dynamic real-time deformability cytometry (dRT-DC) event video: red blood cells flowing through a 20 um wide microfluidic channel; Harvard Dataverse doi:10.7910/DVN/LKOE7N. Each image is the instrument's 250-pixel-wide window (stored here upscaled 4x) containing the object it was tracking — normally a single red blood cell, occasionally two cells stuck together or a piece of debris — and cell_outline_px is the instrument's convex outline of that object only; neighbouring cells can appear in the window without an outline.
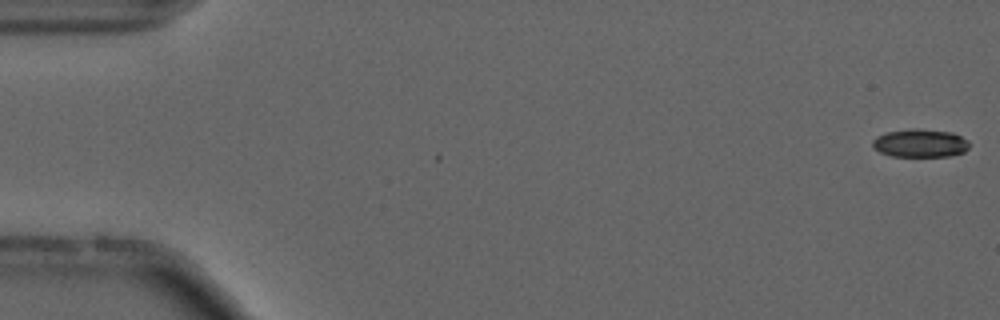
{"species": "common noctule bat (a hibernating species)", "species_latin": "Nyctalus noctula", "temperature_condition": "cold", "stored_images_in_passage": 55, "camera_frame_rate_fps": 3000, "um_per_image_px": 0.085, "animal": {"sex": "male", "forearm_length_mm": 52.5}, "frame": {"image": 1, "passage_image": 1, "time_ms": 0.0, "image_size_px": [1000, 320], "cell_outline_px": [[968, 148], [964, 152], [948, 156], [892, 156], [880, 152], [872, 148], [872, 140], [876, 136], [888, 132], [912, 128], [916, 128], [952, 132], [968, 140]], "centroid_in_image_um": [78.19, 12.16], "position_along_channel_um": 6.8, "area_um2": 15.9}}
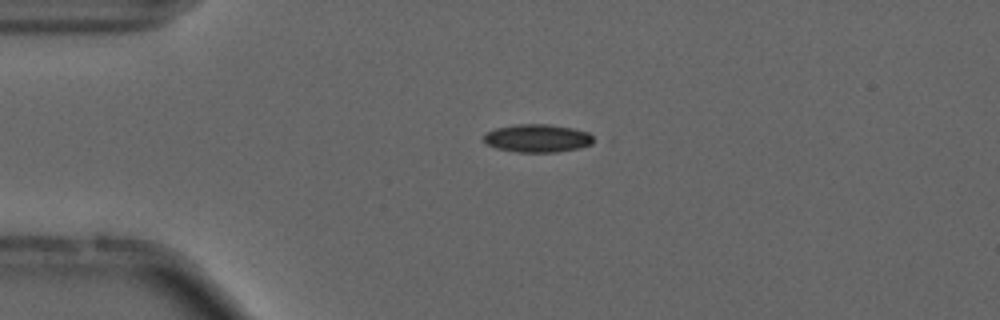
{"frame": {"image": 2, "passage_image": 13, "time_ms": 4.0, "image_size_px": [1000, 320], "cell_outline_px": [[600, 140], [592, 144], [580, 148], [556, 152], [516, 152], [496, 148], [488, 144], [484, 140], [484, 132], [496, 128], [516, 124], [548, 124], [572, 128], [588, 132]], "centroid_in_image_um": [45.74, 11.75], "position_along_channel_um": 39.3, "area_um2": 18.21}, "authors_computed_cell_mechanics": {"area_um2": 16.762, "velocity_mm_per_s": 3.7298, "shape_relaxation_time_tau1_ms": 10.742, "shape_relaxation_time_tau2_ms": 10.5979, "deformation_change_tau1": 0.1449, "deformation_change_tau2": 0.1636}}